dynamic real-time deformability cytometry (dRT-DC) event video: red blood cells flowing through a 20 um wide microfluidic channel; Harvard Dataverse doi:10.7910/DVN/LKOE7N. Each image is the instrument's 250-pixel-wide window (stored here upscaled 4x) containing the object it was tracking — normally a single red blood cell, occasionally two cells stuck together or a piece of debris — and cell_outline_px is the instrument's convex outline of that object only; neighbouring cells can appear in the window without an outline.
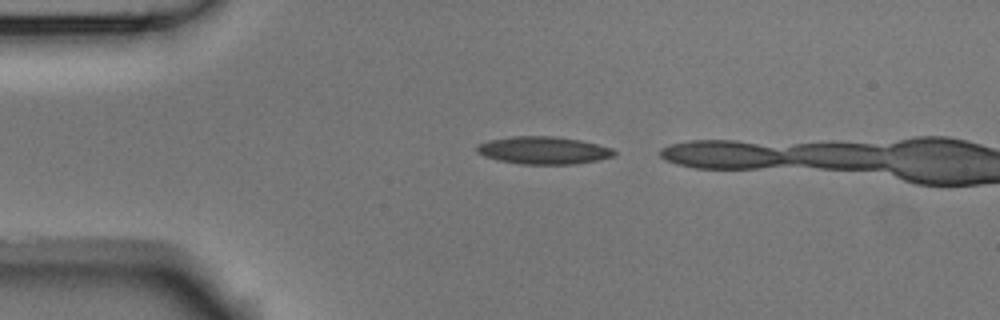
{"species": "Egyptian fruit bat (a non-hibernating species)", "species_latin": "Rousettus aegyptiacus", "temperature_condition": "room temperature", "stored_images_in_passage": 3, "camera_frame_rate_fps": 3000, "um_per_image_px": 0.085, "animal": {"sex": "male"}, "frame": {"image": 1, "passage_image": 1, "time_ms": 0.0, "image_size_px": [1000, 320], "cell_outline_px": [[616, 152], [612, 156], [596, 160], [572, 164], [520, 164], [500, 160], [484, 156], [476, 152], [476, 144], [488, 140], [512, 136], [556, 136], [580, 140], [612, 148]], "centroid_in_image_um": [46.14, 12.77], "position_along_channel_um": 38.9, "area_um2": 21.96}}